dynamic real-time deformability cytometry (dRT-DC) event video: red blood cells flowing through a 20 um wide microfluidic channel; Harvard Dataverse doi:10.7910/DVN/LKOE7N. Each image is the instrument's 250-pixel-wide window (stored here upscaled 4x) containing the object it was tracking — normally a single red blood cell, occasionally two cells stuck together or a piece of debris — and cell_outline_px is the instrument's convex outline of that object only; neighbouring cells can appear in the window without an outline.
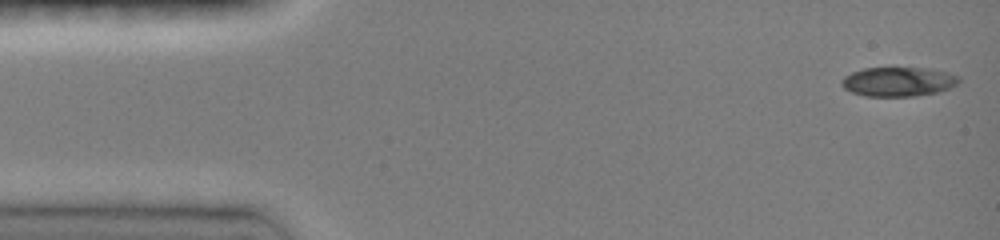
{"species": "common noctule bat (a hibernating species)", "species_latin": "Nyctalus noctula", "temperature_condition": "room temperature", "stored_images_in_passage": 7, "camera_frame_rate_fps": 3000, "um_per_image_px": 0.085, "animal": {"sex": "female", "body_mass_g": 19.0, "forearm_length_mm": 51.5}, "frame": {"image": 1, "passage_image": 1, "time_ms": 0.0, "image_size_px": [1000, 240], "cell_outline_px": [[960, 80], [956, 84], [948, 88], [936, 92], [916, 96], [864, 96], [852, 92], [844, 88], [840, 84], [840, 80], [844, 76], [852, 72], [864, 68], [932, 68], [948, 72], [960, 76]], "centroid_in_image_um": [76.34, 6.93], "position_along_channel_um": 8.7, "area_um2": 20.11}}
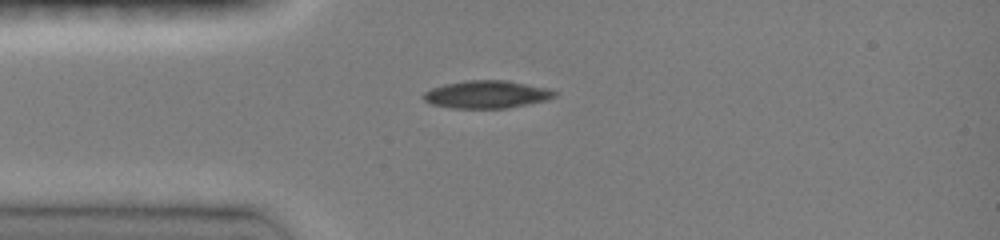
{"frame": {"image": 2, "passage_image": 5, "time_ms": 3.333, "image_size_px": [1000, 240], "cell_outline_px": [[556, 96], [548, 100], [508, 108], [452, 108], [432, 104], [424, 100], [420, 96], [424, 92], [432, 88], [444, 84], [464, 80], [508, 80], [548, 88], [556, 92]], "centroid_in_image_um": [41.36, 8.02], "position_along_channel_um": 43.6, "area_um2": 21.33}}